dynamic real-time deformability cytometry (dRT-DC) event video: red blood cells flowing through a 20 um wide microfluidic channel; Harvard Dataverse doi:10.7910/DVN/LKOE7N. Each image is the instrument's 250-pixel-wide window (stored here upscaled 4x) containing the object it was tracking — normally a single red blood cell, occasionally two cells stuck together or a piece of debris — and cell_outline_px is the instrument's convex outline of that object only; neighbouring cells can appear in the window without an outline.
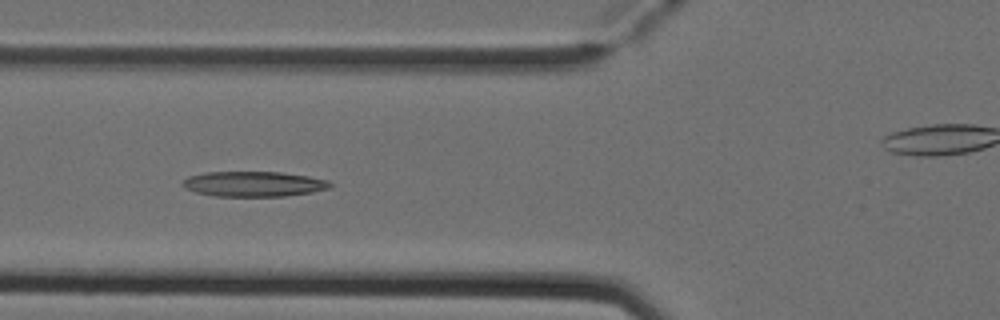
{"species": "Egyptian fruit bat (a non-hibernating species)", "species_latin": "Rousettus aegyptiacus", "temperature_condition": "cold", "stored_images_in_passage": 5, "camera_frame_rate_fps": 3000, "um_per_image_px": 0.085, "animal": {"sex": "female"}, "frame": {"image": 1, "passage_image": 3, "time_ms": 0.667, "image_size_px": [1000, 320], "cell_outline_px": [[332, 184], [328, 188], [312, 192], [284, 196], [212, 196], [196, 192], [184, 188], [180, 184], [188, 176], [204, 172], [280, 172], [308, 176], [328, 180]], "centroid_in_image_um": [21.52, 15.63], "position_along_channel_um": 104.3, "area_um2": 21.68}}
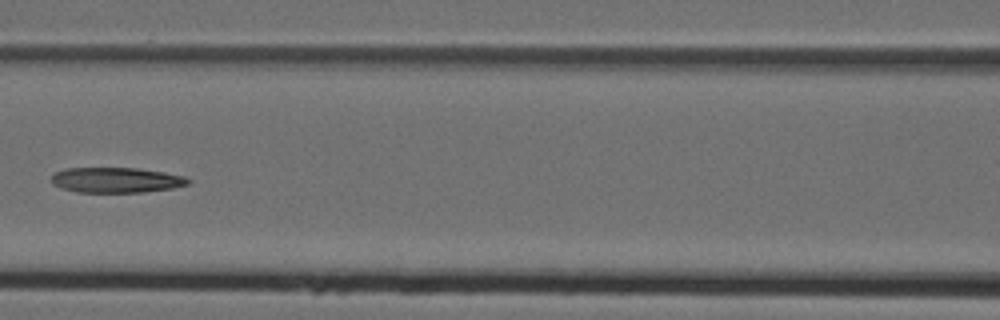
{"frame": {"image": 2, "passage_image": 4, "time_ms": 1.0, "image_size_px": [1000, 320], "cell_outline_px": [[192, 180], [188, 184], [172, 188], [144, 192], [76, 192], [60, 188], [52, 184], [52, 176], [56, 172], [64, 168], [136, 168], [164, 172], [184, 176]], "centroid_in_image_um": [9.87, 15.3], "position_along_channel_um": 156.7, "area_um2": 20.17}}
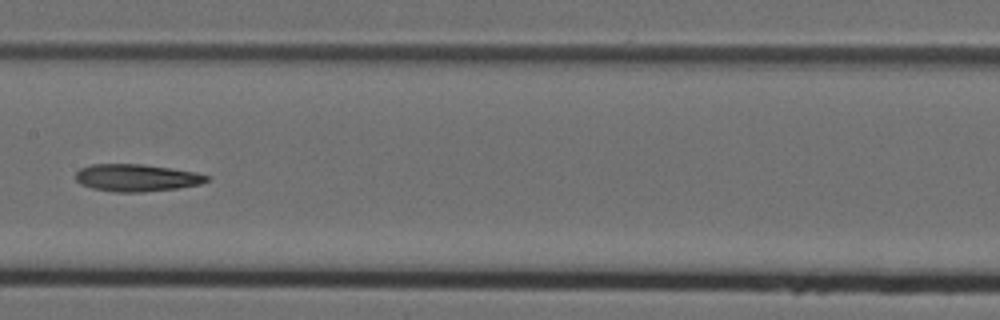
{"frame": {"image": 3, "passage_image": 5, "time_ms": 1.333, "image_size_px": [1000, 320], "cell_outline_px": [[208, 180], [200, 184], [176, 188], [144, 192], [116, 192], [92, 188], [80, 184], [76, 180], [76, 172], [80, 168], [92, 164], [140, 164], [196, 172], [208, 176]], "centroid_in_image_um": [11.57, 15.11], "position_along_channel_um": 195.8, "area_um2": 20.63}}